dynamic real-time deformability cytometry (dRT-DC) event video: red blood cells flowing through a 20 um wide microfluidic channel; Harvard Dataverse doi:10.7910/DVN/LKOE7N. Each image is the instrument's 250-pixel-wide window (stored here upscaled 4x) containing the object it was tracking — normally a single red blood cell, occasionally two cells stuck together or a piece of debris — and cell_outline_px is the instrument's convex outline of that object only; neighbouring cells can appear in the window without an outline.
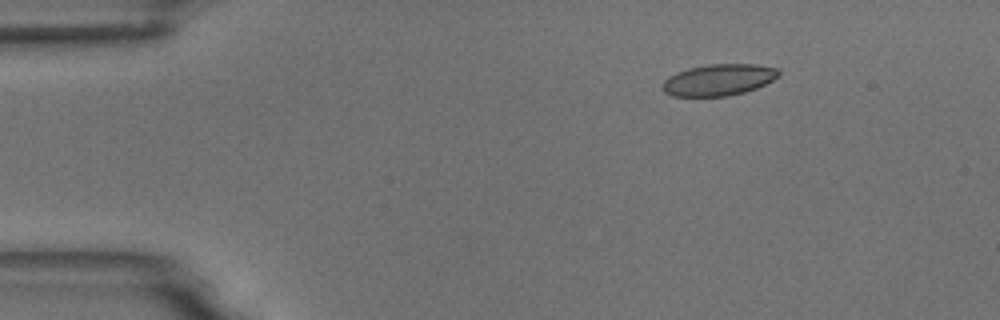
{"species": "common noctule bat (a hibernating species)", "species_latin": "Nyctalus noctula", "temperature_condition": "room temperature", "stored_images_in_passage": 4, "camera_frame_rate_fps": 3000, "um_per_image_px": 0.085, "animal": {"sex": "male", "body_mass_g": 18.8}, "frame": {"image": 1, "passage_image": 1, "time_ms": 0.0, "image_size_px": [1000, 320], "cell_outline_px": [[780, 76], [756, 88], [744, 92], [728, 96], [672, 96], [664, 92], [660, 88], [660, 84], [668, 76], [676, 72], [688, 68], [708, 64], [756, 64], [776, 68], [780, 72]], "centroid_in_image_um": [61.04, 6.78], "position_along_channel_um": 24.0, "area_um2": 21.5}}
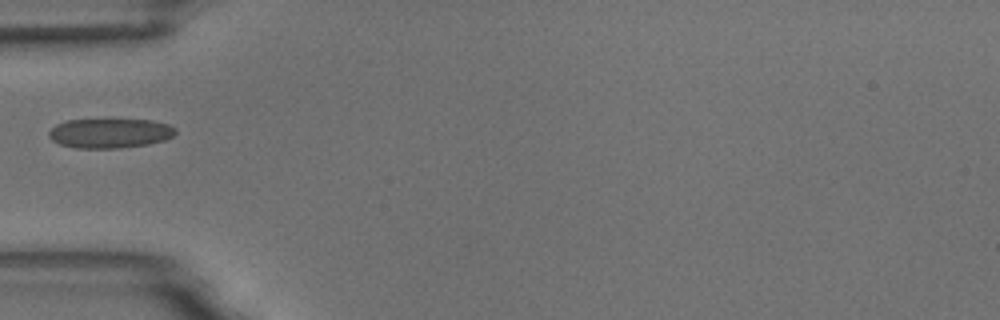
{"frame": {"image": 2, "passage_image": 4, "time_ms": 3.333, "image_size_px": [1000, 320], "cell_outline_px": [[176, 132], [172, 136], [164, 140], [148, 144], [120, 148], [76, 148], [60, 144], [52, 140], [48, 136], [48, 132], [56, 124], [68, 120], [152, 120], [168, 124], [176, 128]], "centroid_in_image_um": [9.34, 11.33], "position_along_channel_um": 75.7, "area_um2": 21.73}}